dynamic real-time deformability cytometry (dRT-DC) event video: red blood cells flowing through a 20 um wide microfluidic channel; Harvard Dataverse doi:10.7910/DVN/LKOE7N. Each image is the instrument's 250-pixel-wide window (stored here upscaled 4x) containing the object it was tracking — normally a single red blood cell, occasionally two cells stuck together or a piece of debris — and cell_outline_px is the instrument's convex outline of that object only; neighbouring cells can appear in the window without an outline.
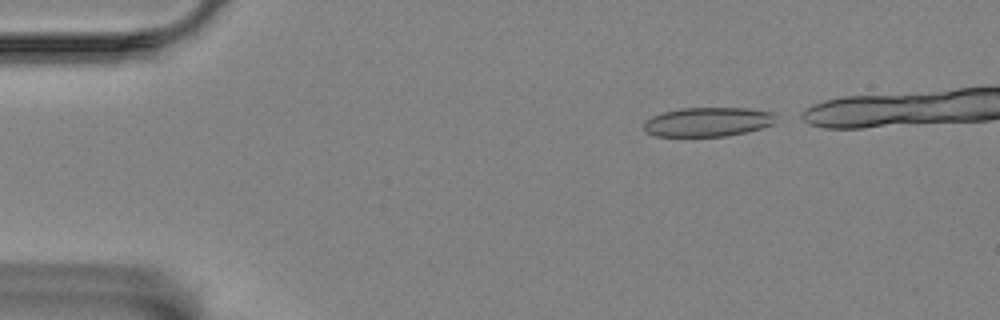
{"species": "Egyptian fruit bat (a non-hibernating species)", "species_latin": "Rousettus aegyptiacus", "temperature_condition": "room temperature", "stored_images_in_passage": 42, "camera_frame_rate_fps": 3000, "um_per_image_px": 0.085, "animal": {"sex": "female"}, "frame": {"image": 1, "passage_image": 1, "time_ms": 0.0, "image_size_px": [1000, 320], "cell_outline_px": [[772, 124], [760, 128], [728, 136], [656, 136], [644, 132], [644, 120], [652, 116], [664, 112], [680, 108], [748, 108], [772, 112]], "centroid_in_image_um": [60.07, 10.36], "position_along_channel_um": 24.9, "area_um2": 22.25}}
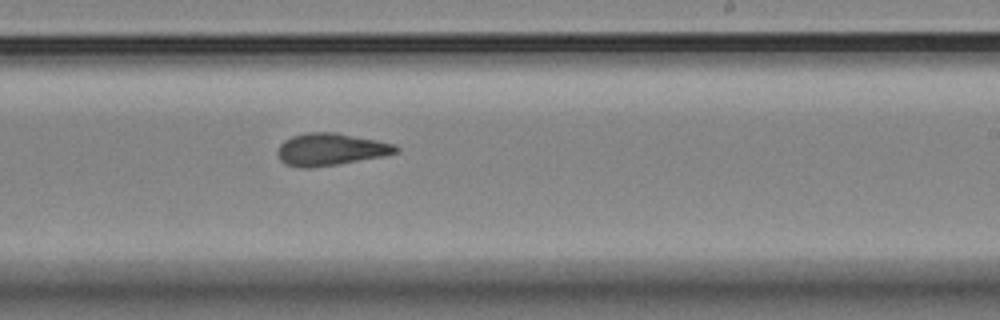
{"frame": {"image": 2, "passage_image": 27, "time_ms": 8.667, "image_size_px": [1000, 320], "cell_outline_px": [[400, 152], [384, 156], [312, 168], [300, 168], [284, 164], [280, 160], [276, 152], [280, 144], [284, 140], [292, 136], [304, 132], [336, 132], [396, 144], [400, 148]], "centroid_in_image_um": [28.09, 12.69], "position_along_channel_um": 260.9, "area_um2": 22.48}}
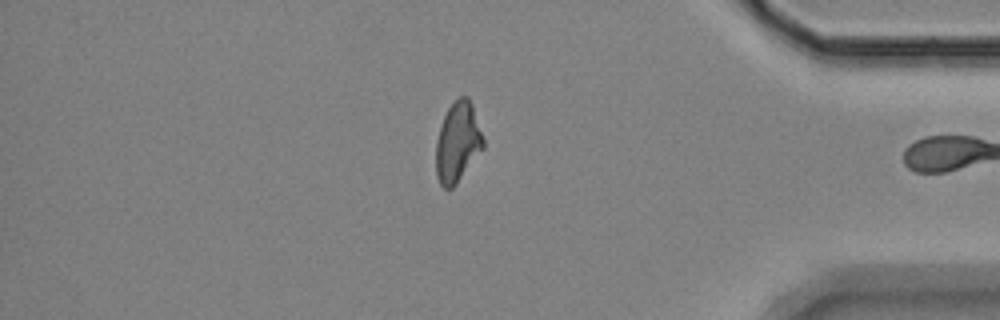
{"frame": {"image": 3, "passage_image": 41, "time_ms": 13.333, "image_size_px": [1000, 320], "cell_outline_px": [[484, 148], [456, 184], [452, 188], [444, 188], [440, 184], [436, 176], [436, 144], [440, 128], [444, 116], [448, 108], [460, 96], [468, 96], [472, 104], [484, 140]], "centroid_in_image_um": [38.91, 12.1], "position_along_channel_um": 396.3, "area_um2": 21.85}, "authors_computed_cell_mechanics": {"area_um2": 22.4264, "velocity_mm_per_s": 3.4927, "shape_relaxation_time_tau1_ms": null, "shape_relaxation_time_tau2_ms": 2.6033, "deformation_change_tau1": null, "deformation_change_tau2": 0.1083}}